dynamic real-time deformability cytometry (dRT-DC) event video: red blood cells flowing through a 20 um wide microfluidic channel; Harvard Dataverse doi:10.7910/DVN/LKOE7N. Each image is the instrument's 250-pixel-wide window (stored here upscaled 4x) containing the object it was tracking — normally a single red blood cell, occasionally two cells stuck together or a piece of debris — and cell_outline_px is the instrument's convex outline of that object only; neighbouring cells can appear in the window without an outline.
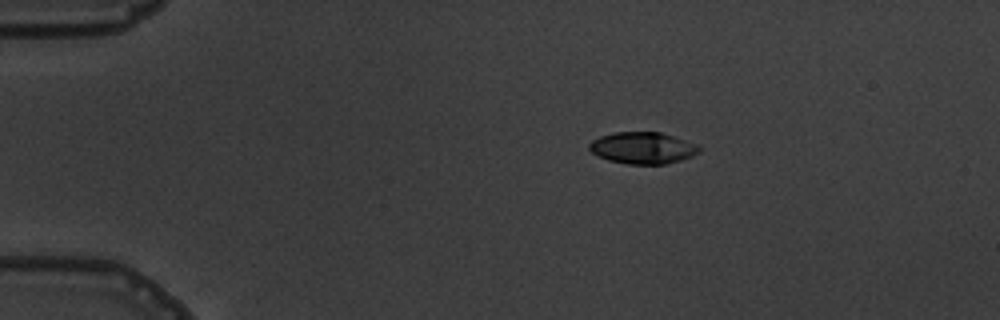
{"species": "common noctule bat (a hibernating species)", "species_latin": "Nyctalus noctula", "temperature_condition": "warm", "stored_images_in_passage": 6, "camera_frame_rate_fps": 3000, "um_per_image_px": 0.085, "animal": {"sex": "male", "body_mass_g": 19.5, "forearm_length_mm": 54.6}, "frame": {"image": 1, "passage_image": 4, "time_ms": 3.333, "image_size_px": [1000, 320], "cell_outline_px": [[700, 152], [692, 156], [680, 160], [664, 164], [628, 164], [608, 160], [592, 152], [588, 148], [588, 144], [592, 140], [600, 136], [612, 132], [660, 132], [696, 144], [700, 148]], "centroid_in_image_um": [54.6, 12.57], "position_along_channel_um": 30.4, "area_um2": 20.17}}